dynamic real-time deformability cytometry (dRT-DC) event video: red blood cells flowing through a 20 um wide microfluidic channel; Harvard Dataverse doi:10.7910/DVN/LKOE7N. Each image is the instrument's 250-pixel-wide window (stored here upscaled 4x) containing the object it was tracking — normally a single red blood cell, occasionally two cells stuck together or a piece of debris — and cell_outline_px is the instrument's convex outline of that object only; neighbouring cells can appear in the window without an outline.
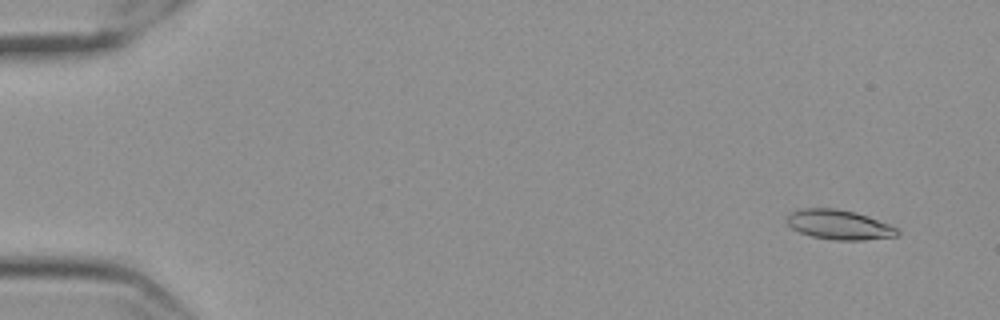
{"species": "Egyptian fruit bat (a non-hibernating species)", "species_latin": "Rousettus aegyptiacus", "temperature_condition": "cold", "stored_images_in_passage": 58, "camera_frame_rate_fps": 3000, "um_per_image_px": 0.085, "frame": {"image": 1, "passage_image": 4, "time_ms": 1.0, "image_size_px": [1000, 320], "cell_outline_px": [[900, 232], [896, 236], [864, 240], [832, 240], [812, 236], [800, 232], [792, 228], [788, 224], [788, 216], [792, 212], [804, 208], [832, 208], [856, 212], [868, 216], [888, 224], [896, 228]], "centroid_in_image_um": [71.33, 19.1], "position_along_channel_um": 13.7, "area_um2": 18.84}}
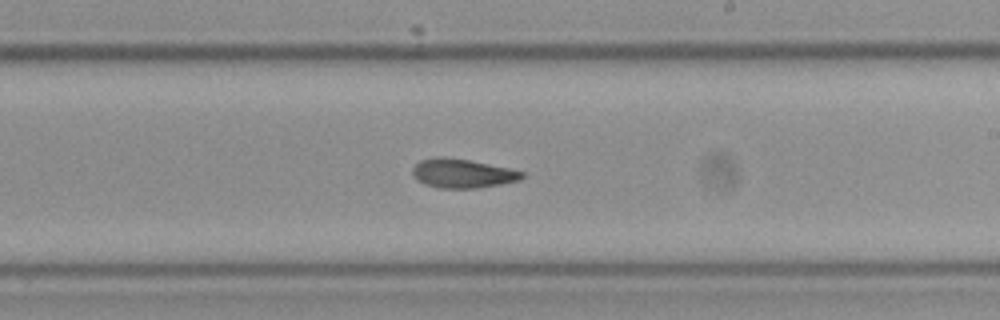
{"frame": {"image": 2, "passage_image": 35, "time_ms": 11.333, "image_size_px": [1000, 320], "cell_outline_px": [[524, 176], [520, 180], [500, 184], [476, 188], [440, 188], [424, 184], [416, 180], [412, 172], [412, 168], [420, 160], [436, 156], [440, 156], [468, 160], [508, 168], [524, 172]], "centroid_in_image_um": [39.27, 14.74], "position_along_channel_um": 249.7, "area_um2": 18.44}}
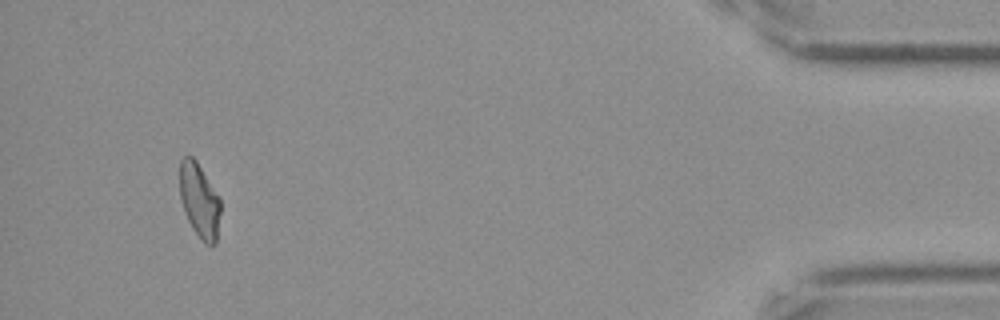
{"frame": {"image": 3, "passage_image": 55, "time_ms": 18.0, "image_size_px": [1000, 320], "cell_outline_px": [[220, 212], [216, 244], [204, 244], [200, 240], [192, 228], [184, 212], [180, 196], [180, 160], [184, 156], [192, 156], [196, 160], [220, 196]], "centroid_in_image_um": [16.96, 17.05], "position_along_channel_um": 418.2, "area_um2": 17.86}, "authors_computed_cell_mechanics": {"area_um2": 18.6694, "velocity_mm_per_s": 3.5272, "shape_relaxation_time_tau1_ms": null, "shape_relaxation_time_tau2_ms": 4.4817, "deformation_change_tau1": null, "deformation_change_tau2": 0.1155}}